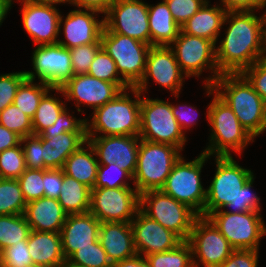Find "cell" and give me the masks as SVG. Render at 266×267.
<instances>
[{
    "label": "cell",
    "instance_id": "ab89813d",
    "mask_svg": "<svg viewBox=\"0 0 266 267\" xmlns=\"http://www.w3.org/2000/svg\"><path fill=\"white\" fill-rule=\"evenodd\" d=\"M128 180L132 181L133 176L116 164L110 163L109 165H99L94 188L131 187Z\"/></svg>",
    "mask_w": 266,
    "mask_h": 267
},
{
    "label": "cell",
    "instance_id": "8fae6325",
    "mask_svg": "<svg viewBox=\"0 0 266 267\" xmlns=\"http://www.w3.org/2000/svg\"><path fill=\"white\" fill-rule=\"evenodd\" d=\"M215 46L216 44L209 39L186 34L180 30L178 37L169 47L187 77L199 78L204 70L209 69L212 76L206 77L204 85L212 86L221 75L216 65Z\"/></svg>",
    "mask_w": 266,
    "mask_h": 267
},
{
    "label": "cell",
    "instance_id": "7402d4cb",
    "mask_svg": "<svg viewBox=\"0 0 266 267\" xmlns=\"http://www.w3.org/2000/svg\"><path fill=\"white\" fill-rule=\"evenodd\" d=\"M133 240L137 254L147 256L174 249L182 240L141 210L131 220Z\"/></svg>",
    "mask_w": 266,
    "mask_h": 267
},
{
    "label": "cell",
    "instance_id": "680465c9",
    "mask_svg": "<svg viewBox=\"0 0 266 267\" xmlns=\"http://www.w3.org/2000/svg\"><path fill=\"white\" fill-rule=\"evenodd\" d=\"M13 2V0H0V26L5 20L8 11H10Z\"/></svg>",
    "mask_w": 266,
    "mask_h": 267
},
{
    "label": "cell",
    "instance_id": "c3c4849f",
    "mask_svg": "<svg viewBox=\"0 0 266 267\" xmlns=\"http://www.w3.org/2000/svg\"><path fill=\"white\" fill-rule=\"evenodd\" d=\"M175 22L181 27L207 0H165Z\"/></svg>",
    "mask_w": 266,
    "mask_h": 267
},
{
    "label": "cell",
    "instance_id": "6da1fadb",
    "mask_svg": "<svg viewBox=\"0 0 266 267\" xmlns=\"http://www.w3.org/2000/svg\"><path fill=\"white\" fill-rule=\"evenodd\" d=\"M225 37L216 47L220 74H239L262 59L263 14L254 11L227 12Z\"/></svg>",
    "mask_w": 266,
    "mask_h": 267
},
{
    "label": "cell",
    "instance_id": "1f68e13d",
    "mask_svg": "<svg viewBox=\"0 0 266 267\" xmlns=\"http://www.w3.org/2000/svg\"><path fill=\"white\" fill-rule=\"evenodd\" d=\"M30 232L24 214L0 215V253L5 248L28 240Z\"/></svg>",
    "mask_w": 266,
    "mask_h": 267
},
{
    "label": "cell",
    "instance_id": "ac0fdd59",
    "mask_svg": "<svg viewBox=\"0 0 266 267\" xmlns=\"http://www.w3.org/2000/svg\"><path fill=\"white\" fill-rule=\"evenodd\" d=\"M168 89L175 98L179 97L185 78H188L180 69L173 50L169 46H151L147 56L145 74L135 87L142 94L147 91L148 80Z\"/></svg>",
    "mask_w": 266,
    "mask_h": 267
},
{
    "label": "cell",
    "instance_id": "52a82bcc",
    "mask_svg": "<svg viewBox=\"0 0 266 267\" xmlns=\"http://www.w3.org/2000/svg\"><path fill=\"white\" fill-rule=\"evenodd\" d=\"M211 157L204 152L190 162L180 157L174 164L161 190L178 202L188 205L199 216L204 217L206 189L201 182L205 162Z\"/></svg>",
    "mask_w": 266,
    "mask_h": 267
},
{
    "label": "cell",
    "instance_id": "8d00e7d4",
    "mask_svg": "<svg viewBox=\"0 0 266 267\" xmlns=\"http://www.w3.org/2000/svg\"><path fill=\"white\" fill-rule=\"evenodd\" d=\"M66 261L81 267H113L99 240L90 247L79 248Z\"/></svg>",
    "mask_w": 266,
    "mask_h": 267
},
{
    "label": "cell",
    "instance_id": "bcb514c9",
    "mask_svg": "<svg viewBox=\"0 0 266 267\" xmlns=\"http://www.w3.org/2000/svg\"><path fill=\"white\" fill-rule=\"evenodd\" d=\"M66 132H86V118L77 119L70 115L67 108L55 120V123L46 128L40 135H58Z\"/></svg>",
    "mask_w": 266,
    "mask_h": 267
},
{
    "label": "cell",
    "instance_id": "816d5d0a",
    "mask_svg": "<svg viewBox=\"0 0 266 267\" xmlns=\"http://www.w3.org/2000/svg\"><path fill=\"white\" fill-rule=\"evenodd\" d=\"M63 181L64 172L62 169H43L44 196L58 199Z\"/></svg>",
    "mask_w": 266,
    "mask_h": 267
},
{
    "label": "cell",
    "instance_id": "f546056e",
    "mask_svg": "<svg viewBox=\"0 0 266 267\" xmlns=\"http://www.w3.org/2000/svg\"><path fill=\"white\" fill-rule=\"evenodd\" d=\"M97 158L94 148L87 140L67 158L62 170L65 175L93 189L99 167Z\"/></svg>",
    "mask_w": 266,
    "mask_h": 267
},
{
    "label": "cell",
    "instance_id": "d590c367",
    "mask_svg": "<svg viewBox=\"0 0 266 267\" xmlns=\"http://www.w3.org/2000/svg\"><path fill=\"white\" fill-rule=\"evenodd\" d=\"M26 204L18 180L0 178V215L24 214Z\"/></svg>",
    "mask_w": 266,
    "mask_h": 267
},
{
    "label": "cell",
    "instance_id": "5bb4252c",
    "mask_svg": "<svg viewBox=\"0 0 266 267\" xmlns=\"http://www.w3.org/2000/svg\"><path fill=\"white\" fill-rule=\"evenodd\" d=\"M129 87L127 83H112L86 73L74 75L61 88H53V92L61 93L65 100H74L77 111L84 112L80 108L81 104L89 106L94 111Z\"/></svg>",
    "mask_w": 266,
    "mask_h": 267
},
{
    "label": "cell",
    "instance_id": "6f0895ef",
    "mask_svg": "<svg viewBox=\"0 0 266 267\" xmlns=\"http://www.w3.org/2000/svg\"><path fill=\"white\" fill-rule=\"evenodd\" d=\"M113 267H150L145 257L142 255H135L134 257L117 261Z\"/></svg>",
    "mask_w": 266,
    "mask_h": 267
},
{
    "label": "cell",
    "instance_id": "d6a6232c",
    "mask_svg": "<svg viewBox=\"0 0 266 267\" xmlns=\"http://www.w3.org/2000/svg\"><path fill=\"white\" fill-rule=\"evenodd\" d=\"M50 91H53V88L43 95L32 118L33 135H40L46 128L52 126L67 107L65 102L50 95Z\"/></svg>",
    "mask_w": 266,
    "mask_h": 267
},
{
    "label": "cell",
    "instance_id": "603a6c76",
    "mask_svg": "<svg viewBox=\"0 0 266 267\" xmlns=\"http://www.w3.org/2000/svg\"><path fill=\"white\" fill-rule=\"evenodd\" d=\"M100 224L90 211L67 215L60 231L62 251L66 260L79 248L90 247L98 241Z\"/></svg>",
    "mask_w": 266,
    "mask_h": 267
},
{
    "label": "cell",
    "instance_id": "44dd1931",
    "mask_svg": "<svg viewBox=\"0 0 266 267\" xmlns=\"http://www.w3.org/2000/svg\"><path fill=\"white\" fill-rule=\"evenodd\" d=\"M98 14L100 13L95 10L86 9H74L65 16V19L61 14L59 33L61 34L63 25L65 40L58 39L57 43L68 49L90 43H101L104 17L99 20L96 17Z\"/></svg>",
    "mask_w": 266,
    "mask_h": 267
},
{
    "label": "cell",
    "instance_id": "7dc6e473",
    "mask_svg": "<svg viewBox=\"0 0 266 267\" xmlns=\"http://www.w3.org/2000/svg\"><path fill=\"white\" fill-rule=\"evenodd\" d=\"M25 155L26 168L44 169V158L42 157V137L30 135L21 138Z\"/></svg>",
    "mask_w": 266,
    "mask_h": 267
},
{
    "label": "cell",
    "instance_id": "2e32d148",
    "mask_svg": "<svg viewBox=\"0 0 266 267\" xmlns=\"http://www.w3.org/2000/svg\"><path fill=\"white\" fill-rule=\"evenodd\" d=\"M34 48L31 57L34 72L25 71L27 79L35 81L37 76L40 82L46 83L51 88H61L74 76L68 48L58 43Z\"/></svg>",
    "mask_w": 266,
    "mask_h": 267
},
{
    "label": "cell",
    "instance_id": "681fc988",
    "mask_svg": "<svg viewBox=\"0 0 266 267\" xmlns=\"http://www.w3.org/2000/svg\"><path fill=\"white\" fill-rule=\"evenodd\" d=\"M266 103V60L261 59L241 73Z\"/></svg>",
    "mask_w": 266,
    "mask_h": 267
},
{
    "label": "cell",
    "instance_id": "7c38bea8",
    "mask_svg": "<svg viewBox=\"0 0 266 267\" xmlns=\"http://www.w3.org/2000/svg\"><path fill=\"white\" fill-rule=\"evenodd\" d=\"M207 218L226 238L234 250H258L266 225L260 212L229 213L218 210Z\"/></svg>",
    "mask_w": 266,
    "mask_h": 267
},
{
    "label": "cell",
    "instance_id": "5b68a950",
    "mask_svg": "<svg viewBox=\"0 0 266 267\" xmlns=\"http://www.w3.org/2000/svg\"><path fill=\"white\" fill-rule=\"evenodd\" d=\"M203 87L208 96L214 95L206 111L211 128L209 145L202 152L209 156H232L233 151L241 154L250 142H254V137L241 125L233 110L215 94L212 86Z\"/></svg>",
    "mask_w": 266,
    "mask_h": 267
},
{
    "label": "cell",
    "instance_id": "4316f807",
    "mask_svg": "<svg viewBox=\"0 0 266 267\" xmlns=\"http://www.w3.org/2000/svg\"><path fill=\"white\" fill-rule=\"evenodd\" d=\"M27 245L35 267H61L66 262L60 233L31 230Z\"/></svg>",
    "mask_w": 266,
    "mask_h": 267
},
{
    "label": "cell",
    "instance_id": "11a10c76",
    "mask_svg": "<svg viewBox=\"0 0 266 267\" xmlns=\"http://www.w3.org/2000/svg\"><path fill=\"white\" fill-rule=\"evenodd\" d=\"M113 2L114 0H71V5L79 9L95 10L105 15Z\"/></svg>",
    "mask_w": 266,
    "mask_h": 267
},
{
    "label": "cell",
    "instance_id": "30bf717a",
    "mask_svg": "<svg viewBox=\"0 0 266 267\" xmlns=\"http://www.w3.org/2000/svg\"><path fill=\"white\" fill-rule=\"evenodd\" d=\"M102 48L114 60L121 78L130 86L136 87L142 80L147 56L151 45L118 33L101 34Z\"/></svg>",
    "mask_w": 266,
    "mask_h": 267
},
{
    "label": "cell",
    "instance_id": "9a60e30c",
    "mask_svg": "<svg viewBox=\"0 0 266 267\" xmlns=\"http://www.w3.org/2000/svg\"><path fill=\"white\" fill-rule=\"evenodd\" d=\"M104 28L150 45L148 3L142 0H114L104 15Z\"/></svg>",
    "mask_w": 266,
    "mask_h": 267
},
{
    "label": "cell",
    "instance_id": "3957f363",
    "mask_svg": "<svg viewBox=\"0 0 266 267\" xmlns=\"http://www.w3.org/2000/svg\"><path fill=\"white\" fill-rule=\"evenodd\" d=\"M212 87L254 138L266 131V103L241 73L221 74Z\"/></svg>",
    "mask_w": 266,
    "mask_h": 267
},
{
    "label": "cell",
    "instance_id": "d6986e66",
    "mask_svg": "<svg viewBox=\"0 0 266 267\" xmlns=\"http://www.w3.org/2000/svg\"><path fill=\"white\" fill-rule=\"evenodd\" d=\"M99 157V165L114 163L134 176L140 145L139 136H86Z\"/></svg>",
    "mask_w": 266,
    "mask_h": 267
},
{
    "label": "cell",
    "instance_id": "277c9868",
    "mask_svg": "<svg viewBox=\"0 0 266 267\" xmlns=\"http://www.w3.org/2000/svg\"><path fill=\"white\" fill-rule=\"evenodd\" d=\"M127 90L135 95L134 100ZM141 94L135 87H129L95 109L91 121L86 118V136H139Z\"/></svg>",
    "mask_w": 266,
    "mask_h": 267
},
{
    "label": "cell",
    "instance_id": "e0dca14e",
    "mask_svg": "<svg viewBox=\"0 0 266 267\" xmlns=\"http://www.w3.org/2000/svg\"><path fill=\"white\" fill-rule=\"evenodd\" d=\"M188 242L194 267H219L234 250L215 225L202 216L195 220Z\"/></svg>",
    "mask_w": 266,
    "mask_h": 267
},
{
    "label": "cell",
    "instance_id": "836d02e7",
    "mask_svg": "<svg viewBox=\"0 0 266 267\" xmlns=\"http://www.w3.org/2000/svg\"><path fill=\"white\" fill-rule=\"evenodd\" d=\"M150 267H194L191 245L182 241L174 249L144 256Z\"/></svg>",
    "mask_w": 266,
    "mask_h": 267
},
{
    "label": "cell",
    "instance_id": "f907efd6",
    "mask_svg": "<svg viewBox=\"0 0 266 267\" xmlns=\"http://www.w3.org/2000/svg\"><path fill=\"white\" fill-rule=\"evenodd\" d=\"M259 250H233L219 267H257Z\"/></svg>",
    "mask_w": 266,
    "mask_h": 267
},
{
    "label": "cell",
    "instance_id": "60d3db41",
    "mask_svg": "<svg viewBox=\"0 0 266 267\" xmlns=\"http://www.w3.org/2000/svg\"><path fill=\"white\" fill-rule=\"evenodd\" d=\"M87 74L94 78L112 83H126L119 76L120 74L114 60L103 48L95 55L94 61L91 63Z\"/></svg>",
    "mask_w": 266,
    "mask_h": 267
},
{
    "label": "cell",
    "instance_id": "f35d334b",
    "mask_svg": "<svg viewBox=\"0 0 266 267\" xmlns=\"http://www.w3.org/2000/svg\"><path fill=\"white\" fill-rule=\"evenodd\" d=\"M0 124L21 138L33 135L32 119L14 104L0 112Z\"/></svg>",
    "mask_w": 266,
    "mask_h": 267
},
{
    "label": "cell",
    "instance_id": "91938a15",
    "mask_svg": "<svg viewBox=\"0 0 266 267\" xmlns=\"http://www.w3.org/2000/svg\"><path fill=\"white\" fill-rule=\"evenodd\" d=\"M262 59L266 60V10L263 14L262 24Z\"/></svg>",
    "mask_w": 266,
    "mask_h": 267
},
{
    "label": "cell",
    "instance_id": "7a4b0ae2",
    "mask_svg": "<svg viewBox=\"0 0 266 267\" xmlns=\"http://www.w3.org/2000/svg\"><path fill=\"white\" fill-rule=\"evenodd\" d=\"M215 157L216 171L206 188L204 217L218 210L229 213L261 212L260 197L252 192L254 173L240 166L233 156ZM224 208H232L231 211Z\"/></svg>",
    "mask_w": 266,
    "mask_h": 267
},
{
    "label": "cell",
    "instance_id": "4fadbf2b",
    "mask_svg": "<svg viewBox=\"0 0 266 267\" xmlns=\"http://www.w3.org/2000/svg\"><path fill=\"white\" fill-rule=\"evenodd\" d=\"M140 210V193L132 187L91 189L90 212L102 222H131Z\"/></svg>",
    "mask_w": 266,
    "mask_h": 267
},
{
    "label": "cell",
    "instance_id": "6125c7cd",
    "mask_svg": "<svg viewBox=\"0 0 266 267\" xmlns=\"http://www.w3.org/2000/svg\"><path fill=\"white\" fill-rule=\"evenodd\" d=\"M61 267H81V266L73 265V264L68 263V262L66 261Z\"/></svg>",
    "mask_w": 266,
    "mask_h": 267
},
{
    "label": "cell",
    "instance_id": "f5cc1de1",
    "mask_svg": "<svg viewBox=\"0 0 266 267\" xmlns=\"http://www.w3.org/2000/svg\"><path fill=\"white\" fill-rule=\"evenodd\" d=\"M171 109L177 123L184 133L186 130H190V127L194 126V124H197L195 114L197 115L198 113L196 107H192L191 105L188 106L187 104L173 105V103H171Z\"/></svg>",
    "mask_w": 266,
    "mask_h": 267
},
{
    "label": "cell",
    "instance_id": "d4e9b609",
    "mask_svg": "<svg viewBox=\"0 0 266 267\" xmlns=\"http://www.w3.org/2000/svg\"><path fill=\"white\" fill-rule=\"evenodd\" d=\"M24 216L31 230L60 233L67 214L58 199L44 196L28 202Z\"/></svg>",
    "mask_w": 266,
    "mask_h": 267
},
{
    "label": "cell",
    "instance_id": "db71d44e",
    "mask_svg": "<svg viewBox=\"0 0 266 267\" xmlns=\"http://www.w3.org/2000/svg\"><path fill=\"white\" fill-rule=\"evenodd\" d=\"M221 7L227 12L262 10L266 0H221Z\"/></svg>",
    "mask_w": 266,
    "mask_h": 267
},
{
    "label": "cell",
    "instance_id": "ffe728a7",
    "mask_svg": "<svg viewBox=\"0 0 266 267\" xmlns=\"http://www.w3.org/2000/svg\"><path fill=\"white\" fill-rule=\"evenodd\" d=\"M22 4L21 15L25 31L36 46L56 44L59 37L61 11L54 6L18 0Z\"/></svg>",
    "mask_w": 266,
    "mask_h": 267
},
{
    "label": "cell",
    "instance_id": "8992f818",
    "mask_svg": "<svg viewBox=\"0 0 266 267\" xmlns=\"http://www.w3.org/2000/svg\"><path fill=\"white\" fill-rule=\"evenodd\" d=\"M180 149L169 144L140 139L133 186L141 194L148 190L161 189L182 156Z\"/></svg>",
    "mask_w": 266,
    "mask_h": 267
},
{
    "label": "cell",
    "instance_id": "b9f144b4",
    "mask_svg": "<svg viewBox=\"0 0 266 267\" xmlns=\"http://www.w3.org/2000/svg\"><path fill=\"white\" fill-rule=\"evenodd\" d=\"M17 180L27 203L44 197L43 169L26 168Z\"/></svg>",
    "mask_w": 266,
    "mask_h": 267
},
{
    "label": "cell",
    "instance_id": "4dcf8cb0",
    "mask_svg": "<svg viewBox=\"0 0 266 267\" xmlns=\"http://www.w3.org/2000/svg\"><path fill=\"white\" fill-rule=\"evenodd\" d=\"M90 198L91 189L89 187L64 174L58 202L67 215L89 212Z\"/></svg>",
    "mask_w": 266,
    "mask_h": 267
},
{
    "label": "cell",
    "instance_id": "83f0119b",
    "mask_svg": "<svg viewBox=\"0 0 266 267\" xmlns=\"http://www.w3.org/2000/svg\"><path fill=\"white\" fill-rule=\"evenodd\" d=\"M209 2L210 1L207 0L193 16L181 26V31L186 34L209 39L217 44L219 40L218 37L221 35L220 29L224 26V19L227 11L219 5H209Z\"/></svg>",
    "mask_w": 266,
    "mask_h": 267
},
{
    "label": "cell",
    "instance_id": "484cf974",
    "mask_svg": "<svg viewBox=\"0 0 266 267\" xmlns=\"http://www.w3.org/2000/svg\"><path fill=\"white\" fill-rule=\"evenodd\" d=\"M40 136L44 169H62L67 158L87 141L86 132Z\"/></svg>",
    "mask_w": 266,
    "mask_h": 267
},
{
    "label": "cell",
    "instance_id": "cb8c5ba5",
    "mask_svg": "<svg viewBox=\"0 0 266 267\" xmlns=\"http://www.w3.org/2000/svg\"><path fill=\"white\" fill-rule=\"evenodd\" d=\"M98 240L112 264L137 255L130 222H102Z\"/></svg>",
    "mask_w": 266,
    "mask_h": 267
},
{
    "label": "cell",
    "instance_id": "f1b7e54d",
    "mask_svg": "<svg viewBox=\"0 0 266 267\" xmlns=\"http://www.w3.org/2000/svg\"><path fill=\"white\" fill-rule=\"evenodd\" d=\"M151 46H170L178 37L181 27L175 22L165 0L148 5Z\"/></svg>",
    "mask_w": 266,
    "mask_h": 267
},
{
    "label": "cell",
    "instance_id": "e575fe53",
    "mask_svg": "<svg viewBox=\"0 0 266 267\" xmlns=\"http://www.w3.org/2000/svg\"><path fill=\"white\" fill-rule=\"evenodd\" d=\"M50 89L51 87L46 83L39 82L36 84L34 80L26 78L20 84L13 104L32 119L37 111L41 98Z\"/></svg>",
    "mask_w": 266,
    "mask_h": 267
},
{
    "label": "cell",
    "instance_id": "7bdbcfd3",
    "mask_svg": "<svg viewBox=\"0 0 266 267\" xmlns=\"http://www.w3.org/2000/svg\"><path fill=\"white\" fill-rule=\"evenodd\" d=\"M102 48L101 43H90L70 48L71 64L74 75L86 74L95 55Z\"/></svg>",
    "mask_w": 266,
    "mask_h": 267
},
{
    "label": "cell",
    "instance_id": "74e56055",
    "mask_svg": "<svg viewBox=\"0 0 266 267\" xmlns=\"http://www.w3.org/2000/svg\"><path fill=\"white\" fill-rule=\"evenodd\" d=\"M25 170L22 143L0 152V178L18 179Z\"/></svg>",
    "mask_w": 266,
    "mask_h": 267
},
{
    "label": "cell",
    "instance_id": "ba28073f",
    "mask_svg": "<svg viewBox=\"0 0 266 267\" xmlns=\"http://www.w3.org/2000/svg\"><path fill=\"white\" fill-rule=\"evenodd\" d=\"M140 210L182 241H188L193 224L199 217L188 205L178 202L161 189L141 193Z\"/></svg>",
    "mask_w": 266,
    "mask_h": 267
},
{
    "label": "cell",
    "instance_id": "9f6ffc18",
    "mask_svg": "<svg viewBox=\"0 0 266 267\" xmlns=\"http://www.w3.org/2000/svg\"><path fill=\"white\" fill-rule=\"evenodd\" d=\"M21 143V137L0 124V152L17 146Z\"/></svg>",
    "mask_w": 266,
    "mask_h": 267
},
{
    "label": "cell",
    "instance_id": "f6af8a7d",
    "mask_svg": "<svg viewBox=\"0 0 266 267\" xmlns=\"http://www.w3.org/2000/svg\"><path fill=\"white\" fill-rule=\"evenodd\" d=\"M25 79V71L0 74V112L13 104L17 90Z\"/></svg>",
    "mask_w": 266,
    "mask_h": 267
},
{
    "label": "cell",
    "instance_id": "9c48e42d",
    "mask_svg": "<svg viewBox=\"0 0 266 267\" xmlns=\"http://www.w3.org/2000/svg\"><path fill=\"white\" fill-rule=\"evenodd\" d=\"M139 137L142 140L173 145L181 151L187 141L173 115L171 103L145 96L141 97Z\"/></svg>",
    "mask_w": 266,
    "mask_h": 267
},
{
    "label": "cell",
    "instance_id": "94428289",
    "mask_svg": "<svg viewBox=\"0 0 266 267\" xmlns=\"http://www.w3.org/2000/svg\"><path fill=\"white\" fill-rule=\"evenodd\" d=\"M29 1L37 4H44L47 6H54V7H56V4H61V3L71 4V0H29Z\"/></svg>",
    "mask_w": 266,
    "mask_h": 267
},
{
    "label": "cell",
    "instance_id": "ee69618b",
    "mask_svg": "<svg viewBox=\"0 0 266 267\" xmlns=\"http://www.w3.org/2000/svg\"><path fill=\"white\" fill-rule=\"evenodd\" d=\"M0 267H35L28 250L27 240L5 248L0 253Z\"/></svg>",
    "mask_w": 266,
    "mask_h": 267
}]
</instances>
